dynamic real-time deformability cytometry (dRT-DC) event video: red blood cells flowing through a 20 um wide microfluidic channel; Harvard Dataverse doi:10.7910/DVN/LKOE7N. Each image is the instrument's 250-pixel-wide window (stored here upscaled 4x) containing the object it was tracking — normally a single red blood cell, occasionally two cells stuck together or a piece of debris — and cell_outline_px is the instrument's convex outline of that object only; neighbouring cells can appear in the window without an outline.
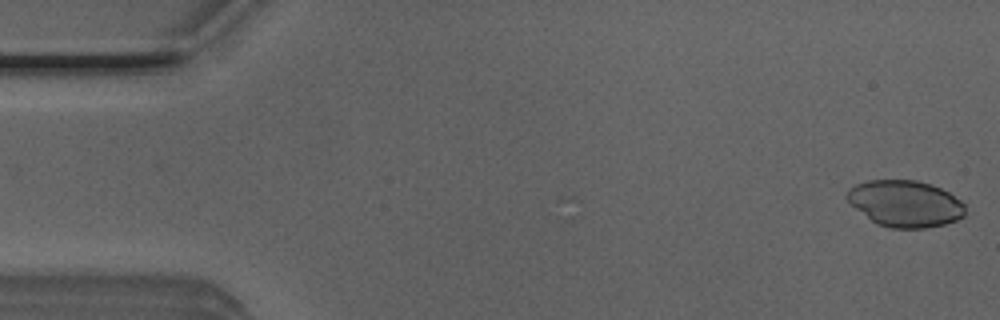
{"species": "Egyptian fruit bat (a non-hibernating species)", "species_latin": "Rousettus aegyptiacus", "temperature_condition": "room temperature", "stored_images_in_passage": 50, "camera_frame_rate_fps": 3000, "um_per_image_px": 0.085, "animal": {"sex": "male"}, "frame": {"image": 1, "passage_image": 1, "time_ms": 0.0, "image_size_px": [1000, 320], "cell_outline_px": [[964, 216], [956, 220], [944, 224], [924, 228], [892, 228], [876, 224], [848, 204], [844, 196], [848, 188], [856, 184], [868, 180], [916, 180], [940, 188], [948, 192], [960, 200], [964, 204]], "centroid_in_image_um": [76.87, 17.31], "position_along_channel_um": 8.1, "area_um2": 32.19}}